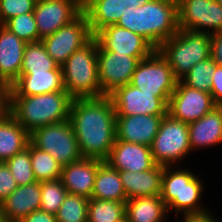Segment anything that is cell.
Masks as SVG:
<instances>
[{
	"label": "cell",
	"instance_id": "7402d4cb",
	"mask_svg": "<svg viewBox=\"0 0 222 222\" xmlns=\"http://www.w3.org/2000/svg\"><path fill=\"white\" fill-rule=\"evenodd\" d=\"M0 207L7 222H18L33 211L40 210L41 182L18 186Z\"/></svg>",
	"mask_w": 222,
	"mask_h": 222
},
{
	"label": "cell",
	"instance_id": "52a82bcc",
	"mask_svg": "<svg viewBox=\"0 0 222 222\" xmlns=\"http://www.w3.org/2000/svg\"><path fill=\"white\" fill-rule=\"evenodd\" d=\"M30 142L52 155L62 166L83 158L70 120L49 124L30 133Z\"/></svg>",
	"mask_w": 222,
	"mask_h": 222
},
{
	"label": "cell",
	"instance_id": "484cf974",
	"mask_svg": "<svg viewBox=\"0 0 222 222\" xmlns=\"http://www.w3.org/2000/svg\"><path fill=\"white\" fill-rule=\"evenodd\" d=\"M30 142V134L10 114L0 116V162L24 151Z\"/></svg>",
	"mask_w": 222,
	"mask_h": 222
},
{
	"label": "cell",
	"instance_id": "d6986e66",
	"mask_svg": "<svg viewBox=\"0 0 222 222\" xmlns=\"http://www.w3.org/2000/svg\"><path fill=\"white\" fill-rule=\"evenodd\" d=\"M105 162L118 171L132 172H143L157 165L151 147L124 141H115Z\"/></svg>",
	"mask_w": 222,
	"mask_h": 222
},
{
	"label": "cell",
	"instance_id": "ac0fdd59",
	"mask_svg": "<svg viewBox=\"0 0 222 222\" xmlns=\"http://www.w3.org/2000/svg\"><path fill=\"white\" fill-rule=\"evenodd\" d=\"M165 115L116 116V140L151 147Z\"/></svg>",
	"mask_w": 222,
	"mask_h": 222
},
{
	"label": "cell",
	"instance_id": "8fae6325",
	"mask_svg": "<svg viewBox=\"0 0 222 222\" xmlns=\"http://www.w3.org/2000/svg\"><path fill=\"white\" fill-rule=\"evenodd\" d=\"M177 12L180 29L208 34L222 32V5L215 0H177Z\"/></svg>",
	"mask_w": 222,
	"mask_h": 222
},
{
	"label": "cell",
	"instance_id": "ab89813d",
	"mask_svg": "<svg viewBox=\"0 0 222 222\" xmlns=\"http://www.w3.org/2000/svg\"><path fill=\"white\" fill-rule=\"evenodd\" d=\"M11 86L0 77V116L10 113Z\"/></svg>",
	"mask_w": 222,
	"mask_h": 222
},
{
	"label": "cell",
	"instance_id": "1f68e13d",
	"mask_svg": "<svg viewBox=\"0 0 222 222\" xmlns=\"http://www.w3.org/2000/svg\"><path fill=\"white\" fill-rule=\"evenodd\" d=\"M217 64L209 57L195 64L189 72L181 79L188 87L210 93L212 76Z\"/></svg>",
	"mask_w": 222,
	"mask_h": 222
},
{
	"label": "cell",
	"instance_id": "e0dca14e",
	"mask_svg": "<svg viewBox=\"0 0 222 222\" xmlns=\"http://www.w3.org/2000/svg\"><path fill=\"white\" fill-rule=\"evenodd\" d=\"M150 0H82V10L87 16L94 36L108 25L117 24L123 14L140 7Z\"/></svg>",
	"mask_w": 222,
	"mask_h": 222
},
{
	"label": "cell",
	"instance_id": "4316f807",
	"mask_svg": "<svg viewBox=\"0 0 222 222\" xmlns=\"http://www.w3.org/2000/svg\"><path fill=\"white\" fill-rule=\"evenodd\" d=\"M168 213L160 196L136 197L125 202L128 222H165Z\"/></svg>",
	"mask_w": 222,
	"mask_h": 222
},
{
	"label": "cell",
	"instance_id": "7a4b0ae2",
	"mask_svg": "<svg viewBox=\"0 0 222 222\" xmlns=\"http://www.w3.org/2000/svg\"><path fill=\"white\" fill-rule=\"evenodd\" d=\"M116 25L141 35L157 50L178 32L177 0H150L123 14Z\"/></svg>",
	"mask_w": 222,
	"mask_h": 222
},
{
	"label": "cell",
	"instance_id": "f6af8a7d",
	"mask_svg": "<svg viewBox=\"0 0 222 222\" xmlns=\"http://www.w3.org/2000/svg\"><path fill=\"white\" fill-rule=\"evenodd\" d=\"M114 222H128V221H127V217L125 215L121 220L114 221Z\"/></svg>",
	"mask_w": 222,
	"mask_h": 222
},
{
	"label": "cell",
	"instance_id": "ffe728a7",
	"mask_svg": "<svg viewBox=\"0 0 222 222\" xmlns=\"http://www.w3.org/2000/svg\"><path fill=\"white\" fill-rule=\"evenodd\" d=\"M103 160L83 157L77 162L62 166L61 181L68 193L92 197L95 177Z\"/></svg>",
	"mask_w": 222,
	"mask_h": 222
},
{
	"label": "cell",
	"instance_id": "83f0119b",
	"mask_svg": "<svg viewBox=\"0 0 222 222\" xmlns=\"http://www.w3.org/2000/svg\"><path fill=\"white\" fill-rule=\"evenodd\" d=\"M91 198L117 202L127 201L119 171L105 161L98 168Z\"/></svg>",
	"mask_w": 222,
	"mask_h": 222
},
{
	"label": "cell",
	"instance_id": "9c48e42d",
	"mask_svg": "<svg viewBox=\"0 0 222 222\" xmlns=\"http://www.w3.org/2000/svg\"><path fill=\"white\" fill-rule=\"evenodd\" d=\"M177 81L168 61L155 50L149 57L140 60L130 84L157 97H170Z\"/></svg>",
	"mask_w": 222,
	"mask_h": 222
},
{
	"label": "cell",
	"instance_id": "9a60e30c",
	"mask_svg": "<svg viewBox=\"0 0 222 222\" xmlns=\"http://www.w3.org/2000/svg\"><path fill=\"white\" fill-rule=\"evenodd\" d=\"M82 11V0H37L33 14L39 37L54 34Z\"/></svg>",
	"mask_w": 222,
	"mask_h": 222
},
{
	"label": "cell",
	"instance_id": "6da1fadb",
	"mask_svg": "<svg viewBox=\"0 0 222 222\" xmlns=\"http://www.w3.org/2000/svg\"><path fill=\"white\" fill-rule=\"evenodd\" d=\"M69 120L82 156L105 161L116 140V111L111 98L73 99Z\"/></svg>",
	"mask_w": 222,
	"mask_h": 222
},
{
	"label": "cell",
	"instance_id": "74e56055",
	"mask_svg": "<svg viewBox=\"0 0 222 222\" xmlns=\"http://www.w3.org/2000/svg\"><path fill=\"white\" fill-rule=\"evenodd\" d=\"M18 187L10 168L0 162V204Z\"/></svg>",
	"mask_w": 222,
	"mask_h": 222
},
{
	"label": "cell",
	"instance_id": "44dd1931",
	"mask_svg": "<svg viewBox=\"0 0 222 222\" xmlns=\"http://www.w3.org/2000/svg\"><path fill=\"white\" fill-rule=\"evenodd\" d=\"M26 44L0 24V77L10 86L19 79Z\"/></svg>",
	"mask_w": 222,
	"mask_h": 222
},
{
	"label": "cell",
	"instance_id": "30bf717a",
	"mask_svg": "<svg viewBox=\"0 0 222 222\" xmlns=\"http://www.w3.org/2000/svg\"><path fill=\"white\" fill-rule=\"evenodd\" d=\"M93 37L87 16L82 11L54 34L41 39V42L50 57L62 66L75 51L86 45Z\"/></svg>",
	"mask_w": 222,
	"mask_h": 222
},
{
	"label": "cell",
	"instance_id": "7bdbcfd3",
	"mask_svg": "<svg viewBox=\"0 0 222 222\" xmlns=\"http://www.w3.org/2000/svg\"><path fill=\"white\" fill-rule=\"evenodd\" d=\"M183 220V222H219L216 221L211 212L210 214L208 213L200 216H184Z\"/></svg>",
	"mask_w": 222,
	"mask_h": 222
},
{
	"label": "cell",
	"instance_id": "4fadbf2b",
	"mask_svg": "<svg viewBox=\"0 0 222 222\" xmlns=\"http://www.w3.org/2000/svg\"><path fill=\"white\" fill-rule=\"evenodd\" d=\"M218 106L210 93L197 90L178 80L169 98L167 113L183 123L194 122Z\"/></svg>",
	"mask_w": 222,
	"mask_h": 222
},
{
	"label": "cell",
	"instance_id": "cb8c5ba5",
	"mask_svg": "<svg viewBox=\"0 0 222 222\" xmlns=\"http://www.w3.org/2000/svg\"><path fill=\"white\" fill-rule=\"evenodd\" d=\"M164 168L165 166L156 165L143 172L119 171L127 200L160 196Z\"/></svg>",
	"mask_w": 222,
	"mask_h": 222
},
{
	"label": "cell",
	"instance_id": "5bb4252c",
	"mask_svg": "<svg viewBox=\"0 0 222 222\" xmlns=\"http://www.w3.org/2000/svg\"><path fill=\"white\" fill-rule=\"evenodd\" d=\"M116 116L166 115L170 97H157L140 91L130 83L115 89L108 95Z\"/></svg>",
	"mask_w": 222,
	"mask_h": 222
},
{
	"label": "cell",
	"instance_id": "d590c367",
	"mask_svg": "<svg viewBox=\"0 0 222 222\" xmlns=\"http://www.w3.org/2000/svg\"><path fill=\"white\" fill-rule=\"evenodd\" d=\"M5 163L10 168L11 174L18 186L27 185L37 181L33 174L30 151L27 148L24 151L15 154Z\"/></svg>",
	"mask_w": 222,
	"mask_h": 222
},
{
	"label": "cell",
	"instance_id": "e575fe53",
	"mask_svg": "<svg viewBox=\"0 0 222 222\" xmlns=\"http://www.w3.org/2000/svg\"><path fill=\"white\" fill-rule=\"evenodd\" d=\"M4 26L26 43L41 41L33 12L15 16Z\"/></svg>",
	"mask_w": 222,
	"mask_h": 222
},
{
	"label": "cell",
	"instance_id": "4dcf8cb0",
	"mask_svg": "<svg viewBox=\"0 0 222 222\" xmlns=\"http://www.w3.org/2000/svg\"><path fill=\"white\" fill-rule=\"evenodd\" d=\"M88 222H114L125 216V202L90 198L87 212Z\"/></svg>",
	"mask_w": 222,
	"mask_h": 222
},
{
	"label": "cell",
	"instance_id": "836d02e7",
	"mask_svg": "<svg viewBox=\"0 0 222 222\" xmlns=\"http://www.w3.org/2000/svg\"><path fill=\"white\" fill-rule=\"evenodd\" d=\"M68 194L61 179L41 182L40 210L56 214Z\"/></svg>",
	"mask_w": 222,
	"mask_h": 222
},
{
	"label": "cell",
	"instance_id": "2e32d148",
	"mask_svg": "<svg viewBox=\"0 0 222 222\" xmlns=\"http://www.w3.org/2000/svg\"><path fill=\"white\" fill-rule=\"evenodd\" d=\"M94 38L104 50L128 56H150L156 50L141 35L116 24L104 27Z\"/></svg>",
	"mask_w": 222,
	"mask_h": 222
},
{
	"label": "cell",
	"instance_id": "f546056e",
	"mask_svg": "<svg viewBox=\"0 0 222 222\" xmlns=\"http://www.w3.org/2000/svg\"><path fill=\"white\" fill-rule=\"evenodd\" d=\"M33 174L38 182L52 181L61 178L62 165L48 152L36 148L29 142Z\"/></svg>",
	"mask_w": 222,
	"mask_h": 222
},
{
	"label": "cell",
	"instance_id": "d6a6232c",
	"mask_svg": "<svg viewBox=\"0 0 222 222\" xmlns=\"http://www.w3.org/2000/svg\"><path fill=\"white\" fill-rule=\"evenodd\" d=\"M89 199L68 193L55 214L57 222H87Z\"/></svg>",
	"mask_w": 222,
	"mask_h": 222
},
{
	"label": "cell",
	"instance_id": "5b68a950",
	"mask_svg": "<svg viewBox=\"0 0 222 222\" xmlns=\"http://www.w3.org/2000/svg\"><path fill=\"white\" fill-rule=\"evenodd\" d=\"M97 48L98 42L93 37L61 66L64 88L73 99L102 96Z\"/></svg>",
	"mask_w": 222,
	"mask_h": 222
},
{
	"label": "cell",
	"instance_id": "603a6c76",
	"mask_svg": "<svg viewBox=\"0 0 222 222\" xmlns=\"http://www.w3.org/2000/svg\"><path fill=\"white\" fill-rule=\"evenodd\" d=\"M53 92H66L62 69L40 73H20L11 86V96H32Z\"/></svg>",
	"mask_w": 222,
	"mask_h": 222
},
{
	"label": "cell",
	"instance_id": "ba28073f",
	"mask_svg": "<svg viewBox=\"0 0 222 222\" xmlns=\"http://www.w3.org/2000/svg\"><path fill=\"white\" fill-rule=\"evenodd\" d=\"M191 151L188 124L172 118L167 113L161 120L158 133L151 145L155 163L172 166Z\"/></svg>",
	"mask_w": 222,
	"mask_h": 222
},
{
	"label": "cell",
	"instance_id": "60d3db41",
	"mask_svg": "<svg viewBox=\"0 0 222 222\" xmlns=\"http://www.w3.org/2000/svg\"><path fill=\"white\" fill-rule=\"evenodd\" d=\"M211 57L222 67V32L211 34Z\"/></svg>",
	"mask_w": 222,
	"mask_h": 222
},
{
	"label": "cell",
	"instance_id": "b9f144b4",
	"mask_svg": "<svg viewBox=\"0 0 222 222\" xmlns=\"http://www.w3.org/2000/svg\"><path fill=\"white\" fill-rule=\"evenodd\" d=\"M18 222H57L55 214L47 213L42 210H36L22 218Z\"/></svg>",
	"mask_w": 222,
	"mask_h": 222
},
{
	"label": "cell",
	"instance_id": "3957f363",
	"mask_svg": "<svg viewBox=\"0 0 222 222\" xmlns=\"http://www.w3.org/2000/svg\"><path fill=\"white\" fill-rule=\"evenodd\" d=\"M72 100L67 92L11 96L10 114L30 134L42 126L68 120Z\"/></svg>",
	"mask_w": 222,
	"mask_h": 222
},
{
	"label": "cell",
	"instance_id": "8992f818",
	"mask_svg": "<svg viewBox=\"0 0 222 222\" xmlns=\"http://www.w3.org/2000/svg\"><path fill=\"white\" fill-rule=\"evenodd\" d=\"M157 50L168 61L174 77L181 80L195 64L211 57V34L179 28Z\"/></svg>",
	"mask_w": 222,
	"mask_h": 222
},
{
	"label": "cell",
	"instance_id": "f35d334b",
	"mask_svg": "<svg viewBox=\"0 0 222 222\" xmlns=\"http://www.w3.org/2000/svg\"><path fill=\"white\" fill-rule=\"evenodd\" d=\"M212 78L210 94L214 102L222 106V67L217 65Z\"/></svg>",
	"mask_w": 222,
	"mask_h": 222
},
{
	"label": "cell",
	"instance_id": "d4e9b609",
	"mask_svg": "<svg viewBox=\"0 0 222 222\" xmlns=\"http://www.w3.org/2000/svg\"><path fill=\"white\" fill-rule=\"evenodd\" d=\"M191 150L222 143V106L188 124Z\"/></svg>",
	"mask_w": 222,
	"mask_h": 222
},
{
	"label": "cell",
	"instance_id": "ee69618b",
	"mask_svg": "<svg viewBox=\"0 0 222 222\" xmlns=\"http://www.w3.org/2000/svg\"><path fill=\"white\" fill-rule=\"evenodd\" d=\"M0 222H7L1 207H0Z\"/></svg>",
	"mask_w": 222,
	"mask_h": 222
},
{
	"label": "cell",
	"instance_id": "7c38bea8",
	"mask_svg": "<svg viewBox=\"0 0 222 222\" xmlns=\"http://www.w3.org/2000/svg\"><path fill=\"white\" fill-rule=\"evenodd\" d=\"M147 57L106 51L98 44V76L102 95H109L118 87L129 84L138 63Z\"/></svg>",
	"mask_w": 222,
	"mask_h": 222
},
{
	"label": "cell",
	"instance_id": "bcb514c9",
	"mask_svg": "<svg viewBox=\"0 0 222 222\" xmlns=\"http://www.w3.org/2000/svg\"><path fill=\"white\" fill-rule=\"evenodd\" d=\"M216 2H218L220 5H222V0H215Z\"/></svg>",
	"mask_w": 222,
	"mask_h": 222
},
{
	"label": "cell",
	"instance_id": "277c9868",
	"mask_svg": "<svg viewBox=\"0 0 222 222\" xmlns=\"http://www.w3.org/2000/svg\"><path fill=\"white\" fill-rule=\"evenodd\" d=\"M165 166L162 175L160 198L165 202L167 210L175 209L176 221L182 212L184 216H200L210 213L199 201L203 194V182L190 170L171 169Z\"/></svg>",
	"mask_w": 222,
	"mask_h": 222
},
{
	"label": "cell",
	"instance_id": "f1b7e54d",
	"mask_svg": "<svg viewBox=\"0 0 222 222\" xmlns=\"http://www.w3.org/2000/svg\"><path fill=\"white\" fill-rule=\"evenodd\" d=\"M62 69L47 53L41 41L26 44L20 73H40Z\"/></svg>",
	"mask_w": 222,
	"mask_h": 222
},
{
	"label": "cell",
	"instance_id": "8d00e7d4",
	"mask_svg": "<svg viewBox=\"0 0 222 222\" xmlns=\"http://www.w3.org/2000/svg\"><path fill=\"white\" fill-rule=\"evenodd\" d=\"M37 0H0V24L4 25L9 19L33 12Z\"/></svg>",
	"mask_w": 222,
	"mask_h": 222
}]
</instances>
